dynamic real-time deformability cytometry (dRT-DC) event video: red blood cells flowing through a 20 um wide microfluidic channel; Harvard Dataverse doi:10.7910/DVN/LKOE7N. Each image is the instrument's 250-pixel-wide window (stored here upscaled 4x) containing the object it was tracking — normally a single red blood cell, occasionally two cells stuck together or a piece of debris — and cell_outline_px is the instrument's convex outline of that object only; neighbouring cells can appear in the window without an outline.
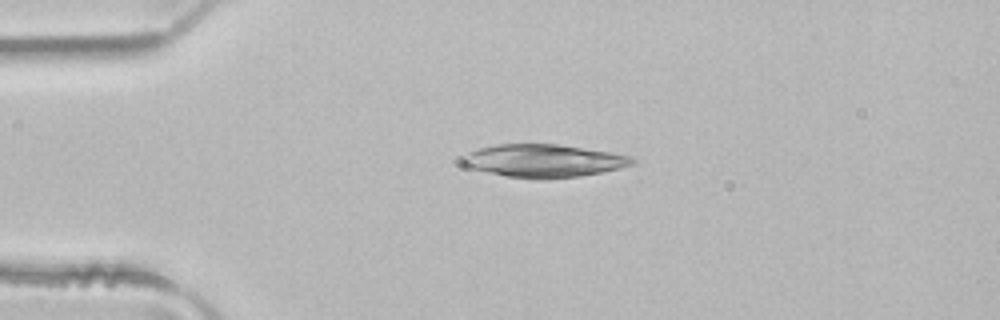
{"species": "common noctule bat (a hibernating species)", "species_latin": "Nyctalus noctula", "temperature_condition": "room temperature", "stored_images_in_passage": 4, "camera_frame_rate_fps": 3000, "um_per_image_px": 0.085, "animal": {"sex": "male", "body_mass_g": 21.5, "forearm_length_mm": 52.0}, "frame": {"image": 1, "passage_image": 4, "time_ms": 1.0, "image_size_px": [1000, 320], "cell_outline_px": [[636, 160], [632, 164], [620, 168], [580, 176], [544, 180], [540, 180], [508, 176], [488, 172], [472, 168], [460, 164], [460, 156], [468, 152], [480, 148], [496, 144], [556, 144], [608, 152], [632, 156]], "centroid_in_image_um": [46.15, 13.67], "position_along_channel_um": 38.8, "area_um2": 32.54}}